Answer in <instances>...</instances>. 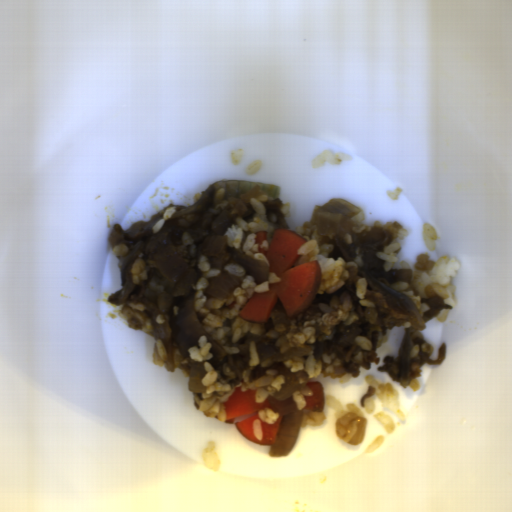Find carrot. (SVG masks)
Wrapping results in <instances>:
<instances>
[{
	"label": "carrot",
	"mask_w": 512,
	"mask_h": 512,
	"mask_svg": "<svg viewBox=\"0 0 512 512\" xmlns=\"http://www.w3.org/2000/svg\"><path fill=\"white\" fill-rule=\"evenodd\" d=\"M255 234L258 252L266 257L269 271L275 272L280 282L270 283L268 292H255L238 313L247 322L266 323L279 299L287 318H295L309 308L320 289V263L314 260L292 267L302 256L298 255L299 249L307 242L296 232L276 229L268 250L261 247L267 231Z\"/></svg>",
	"instance_id": "carrot-1"
},
{
	"label": "carrot",
	"mask_w": 512,
	"mask_h": 512,
	"mask_svg": "<svg viewBox=\"0 0 512 512\" xmlns=\"http://www.w3.org/2000/svg\"><path fill=\"white\" fill-rule=\"evenodd\" d=\"M226 412L225 424H233L237 416L249 415L248 418L235 423V427L240 431L244 438L263 445L273 446L276 436L279 432L280 426L283 421V415L273 406L270 405L268 398L264 399L261 403L256 402V388H249L242 391L241 386L235 388L224 403H221ZM270 407L273 411L278 412L280 418L272 425L267 422L261 421L263 437L261 442L256 439L252 433V424L254 420L260 418L257 411Z\"/></svg>",
	"instance_id": "carrot-2"
},
{
	"label": "carrot",
	"mask_w": 512,
	"mask_h": 512,
	"mask_svg": "<svg viewBox=\"0 0 512 512\" xmlns=\"http://www.w3.org/2000/svg\"><path fill=\"white\" fill-rule=\"evenodd\" d=\"M305 386L312 390L311 396H304L305 410L323 413L324 396L322 382H306Z\"/></svg>",
	"instance_id": "carrot-3"
}]
</instances>
